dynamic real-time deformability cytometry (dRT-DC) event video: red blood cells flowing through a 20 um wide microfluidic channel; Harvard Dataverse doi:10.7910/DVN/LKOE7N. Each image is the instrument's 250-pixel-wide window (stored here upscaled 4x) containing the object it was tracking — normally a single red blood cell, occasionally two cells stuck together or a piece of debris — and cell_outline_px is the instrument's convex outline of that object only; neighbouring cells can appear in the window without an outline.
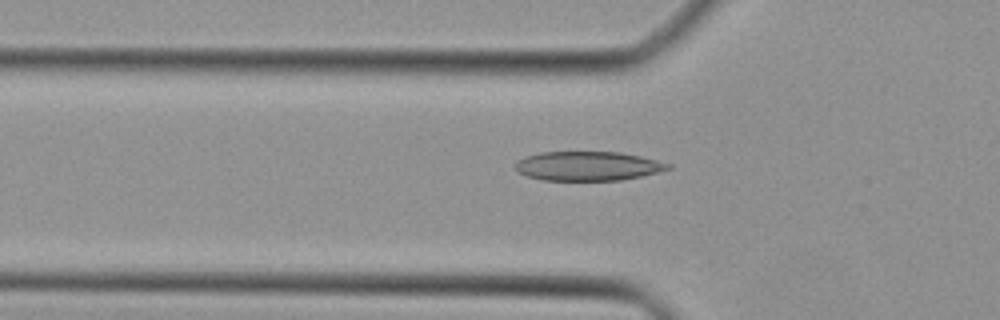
{"species": "Egyptian fruit bat (a non-hibernating species)", "species_latin": "Rousettus aegyptiacus", "temperature_condition": "cold", "stored_images_in_passage": 46, "camera_frame_rate_fps": 3000, "um_per_image_px": 0.085, "animal": {"sex": "female"}, "frame": {"image": 1, "passage_image": 15, "time_ms": 4.667, "image_size_px": [1000, 320], "cell_outline_px": [[672, 168], [640, 176], [620, 180], [544, 180], [524, 176], [516, 172], [516, 160], [524, 156], [540, 152], [620, 152], [640, 156], [672, 164]], "centroid_in_image_um": [49.91, 14.11], "position_along_channel_um": 75.9, "area_um2": 26.07}}
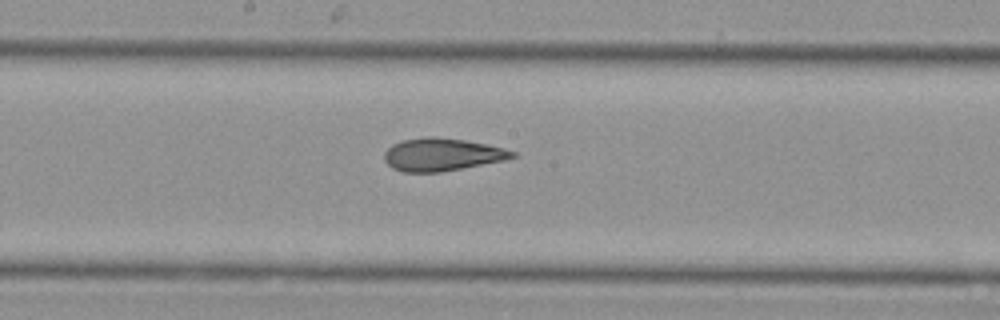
{"frame": {"image": 2, "passage_image": 24, "time_ms": 7.667, "image_size_px": [1000, 320], "cell_outline_px": [[516, 156], [504, 160], [440, 172], [404, 172], [392, 168], [384, 160], [384, 152], [392, 144], [400, 140], [428, 136], [432, 136], [464, 140], [488, 144], [504, 148], [516, 152]], "centroid_in_image_um": [37.54, 13.13], "position_along_channel_um": 210.7, "area_um2": 24.39}}
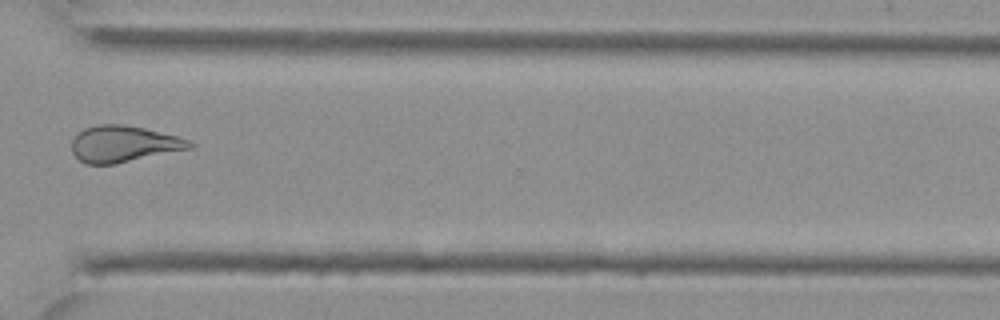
{"frame": {"image": 3, "passage_image": 34, "time_ms": 11.0, "image_size_px": [1000, 320], "cell_outline_px": [[196, 144], [192, 148], [116, 164], [84, 164], [72, 152], [72, 140], [84, 128], [96, 124], [124, 124], [144, 128], [176, 136], [188, 140]], "centroid_in_image_um": [10.5, 12.24], "position_along_channel_um": 360.1, "area_um2": 24.97}}